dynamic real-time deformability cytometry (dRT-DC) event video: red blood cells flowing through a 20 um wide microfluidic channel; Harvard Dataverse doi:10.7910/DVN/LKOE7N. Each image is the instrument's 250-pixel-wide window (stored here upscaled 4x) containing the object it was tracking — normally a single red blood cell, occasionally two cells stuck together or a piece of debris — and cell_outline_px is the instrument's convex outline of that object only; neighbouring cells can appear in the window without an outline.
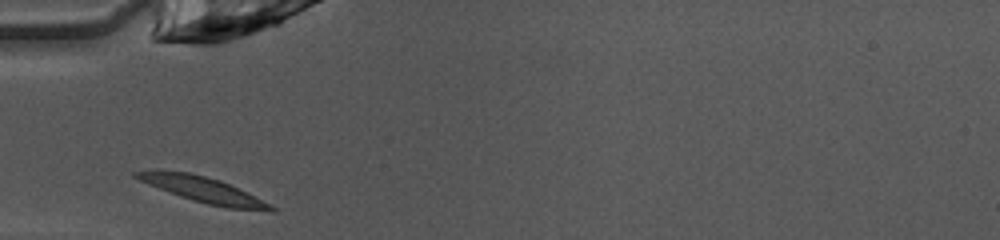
{"species": "common noctule bat (a hibernating species)", "species_latin": "Nyctalus noctula", "temperature_condition": "warm", "stored_images_in_passage": 26, "camera_frame_rate_fps": 3000, "um_per_image_px": 0.085, "animal": {"sex": "female", "body_mass_g": 10.0, "forearm_length_mm": 53.1}, "frame": {"image": 1, "passage_image": 1, "time_ms": 0.0, "image_size_px": [1000, 240], "cell_outline_px": [[276, 212], [268, 212], [228, 208], [208, 204], [192, 200], [180, 196], [148, 184], [132, 176], [132, 172], [188, 172], [220, 180], [276, 208]], "centroid_in_image_um": [17.31, 16.17], "position_along_channel_um": 67.7, "area_um2": 19.19}}
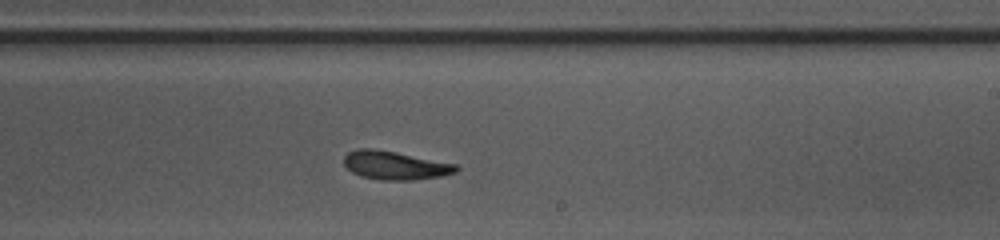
{"frame": {"image": 2, "passage_image": 15, "time_ms": 4.667, "image_size_px": [1000, 240], "cell_outline_px": [[460, 168], [456, 172], [444, 176], [416, 180], [380, 180], [360, 176], [352, 172], [344, 164], [344, 156], [348, 152], [360, 148], [372, 148], [396, 152], [456, 164]], "centroid_in_image_um": [33.6, 14.06], "position_along_channel_um": 255.4, "area_um2": 18.73}}
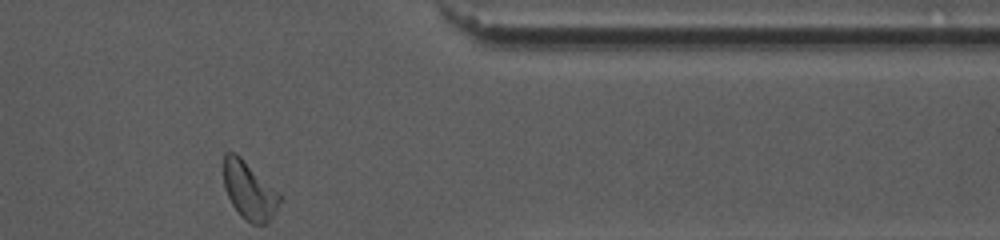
{"frame": {"image": 3, "passage_image": 26, "time_ms": 8.333, "image_size_px": [1000, 240], "cell_outline_px": [[280, 200], [272, 220], [268, 224], [252, 224], [244, 220], [240, 216], [232, 204], [224, 188], [224, 152], [236, 152], [280, 192]], "centroid_in_image_um": [21.2, 16.21], "position_along_channel_um": 390.2, "area_um2": 19.19}, "authors_computed_cell_mechanics": {"area_um2": 18.4382, "velocity_mm_per_s": 4.0338, "shape_relaxation_time_tau1_ms": 3.56, "shape_relaxation_time_tau2_ms": 6.3796, "deformation_change_tau1": 0.1591, "deformation_change_tau2": 0.1743}}